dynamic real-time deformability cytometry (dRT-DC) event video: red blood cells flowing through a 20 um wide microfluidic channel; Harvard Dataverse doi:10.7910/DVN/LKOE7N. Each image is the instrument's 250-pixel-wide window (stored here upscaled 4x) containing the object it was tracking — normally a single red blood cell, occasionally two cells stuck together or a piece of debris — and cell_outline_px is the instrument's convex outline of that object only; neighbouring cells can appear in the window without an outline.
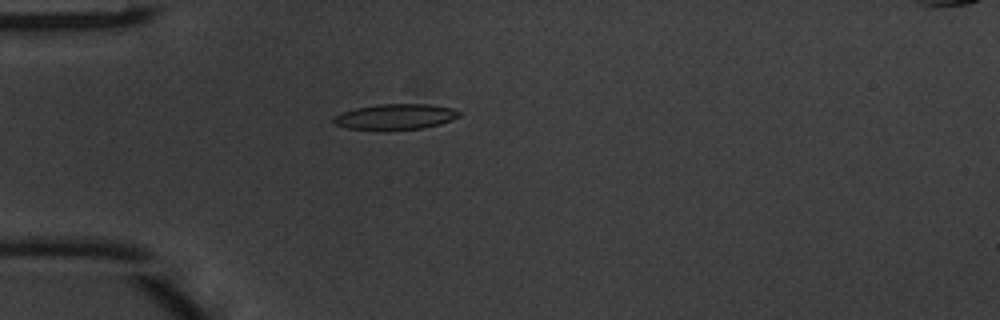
{"species": "common noctule bat (a hibernating species)", "species_latin": "Nyctalus noctula", "temperature_condition": "warm", "stored_images_in_passage": 49, "camera_frame_rate_fps": 3000, "um_per_image_px": 0.085, "animal": {"sex": "male", "body_mass_g": 20.1, "forearm_length_mm": 53.5}, "frame": {"image": 1, "passage_image": 14, "time_ms": 4.333, "image_size_px": [1000, 320], "cell_outline_px": [[460, 116], [452, 120], [440, 124], [424, 128], [348, 128], [332, 124], [332, 116], [356, 108], [380, 104], [428, 104], [452, 108], [460, 112]], "centroid_in_image_um": [33.62, 9.9], "position_along_channel_um": 51.4, "area_um2": 18.21}}
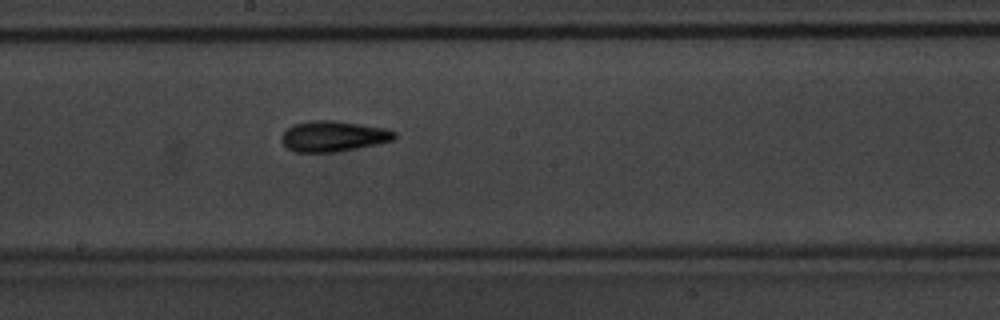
{"frame": {"image": 2, "passage_image": 27, "time_ms": 8.667, "image_size_px": [1000, 320], "cell_outline_px": [[396, 136], [392, 140], [376, 144], [336, 152], [296, 152], [288, 148], [280, 140], [280, 136], [292, 124], [312, 120], [336, 120], [384, 128], [396, 132]], "centroid_in_image_um": [28.29, 11.57], "position_along_channel_um": 219.9, "area_um2": 20.11}}
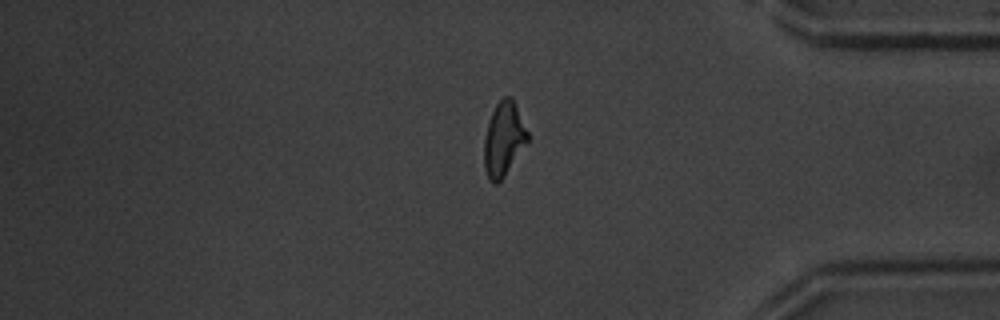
{"frame": {"image": 3, "passage_image": 41, "time_ms": 13.333, "image_size_px": [1000, 320], "cell_outline_px": [[528, 140], [504, 176], [496, 184], [492, 184], [488, 180], [484, 168], [484, 136], [492, 112], [496, 104], [504, 96], [512, 96], [528, 132]], "centroid_in_image_um": [42.79, 11.82], "position_along_channel_um": 392.4, "area_um2": 18.61}, "authors_computed_cell_mechanics": {"area_um2": 18.6694, "velocity_mm_per_s": 4.1531, "shape_relaxation_time_tau1_ms": 5.6326, "shape_relaxation_time_tau2_ms": 2.9618, "deformation_change_tau1": 0.1941, "deformation_change_tau2": 0.1123}}